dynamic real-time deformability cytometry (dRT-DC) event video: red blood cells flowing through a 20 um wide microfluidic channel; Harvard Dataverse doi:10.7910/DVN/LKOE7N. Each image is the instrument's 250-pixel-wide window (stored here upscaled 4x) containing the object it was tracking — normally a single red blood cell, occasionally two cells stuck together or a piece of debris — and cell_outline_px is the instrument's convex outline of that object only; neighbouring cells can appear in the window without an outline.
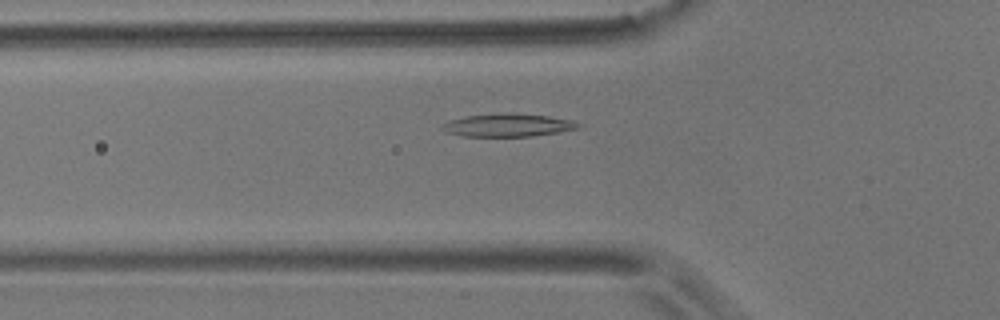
{"species": "common noctule bat (a hibernating species)", "species_latin": "Nyctalus noctula", "temperature_condition": "room temperature", "stored_images_in_passage": 40, "camera_frame_rate_fps": 3000, "um_per_image_px": 0.085, "animal": {"sex": "male", "body_mass_g": 17.9}, "frame": {"image": 1, "passage_image": 9, "time_ms": 2.667, "image_size_px": [1000, 320], "cell_outline_px": [[584, 124], [580, 128], [560, 132], [532, 136], [464, 136], [444, 132], [440, 128], [440, 124], [448, 120], [468, 116], [548, 116], [576, 120]], "centroid_in_image_um": [43.21, 10.69], "position_along_channel_um": 82.6, "area_um2": 17.4}}
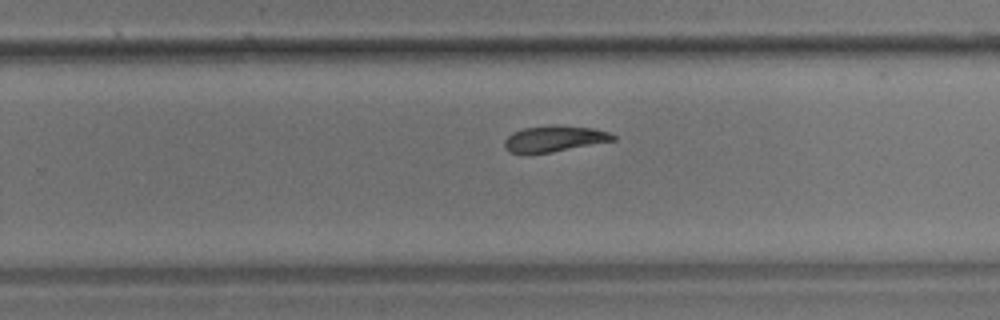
{"frame": {"image": 2, "passage_image": 26, "time_ms": 8.333, "image_size_px": [1000, 320], "cell_outline_px": [[616, 140], [552, 152], [508, 152], [504, 148], [504, 140], [512, 132], [524, 128], [592, 128], [608, 132], [616, 136]], "centroid_in_image_um": [47.11, 11.83], "position_along_channel_um": 282.7, "area_um2": 15.37}}
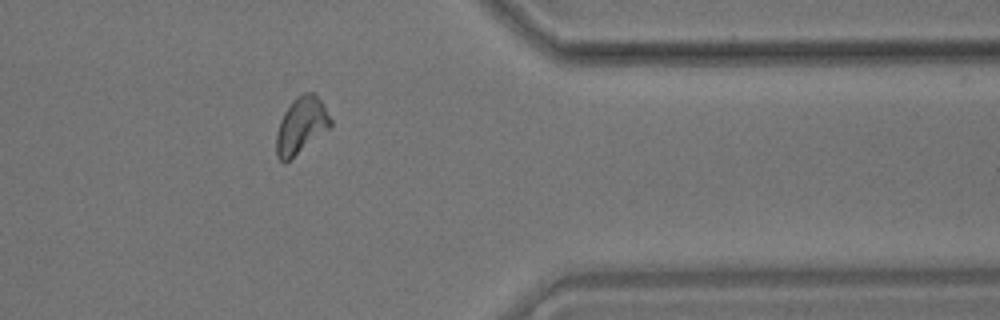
{"frame": {"image": 3, "passage_image": 36, "time_ms": 11.667, "image_size_px": [1000, 320], "cell_outline_px": [[332, 124], [328, 128], [284, 164], [276, 156], [276, 132], [280, 120], [284, 112], [292, 100], [296, 96], [304, 92], [312, 92], [320, 100], [332, 120]], "centroid_in_image_um": [25.56, 10.65], "position_along_channel_um": 385.8, "area_um2": 17.51}}